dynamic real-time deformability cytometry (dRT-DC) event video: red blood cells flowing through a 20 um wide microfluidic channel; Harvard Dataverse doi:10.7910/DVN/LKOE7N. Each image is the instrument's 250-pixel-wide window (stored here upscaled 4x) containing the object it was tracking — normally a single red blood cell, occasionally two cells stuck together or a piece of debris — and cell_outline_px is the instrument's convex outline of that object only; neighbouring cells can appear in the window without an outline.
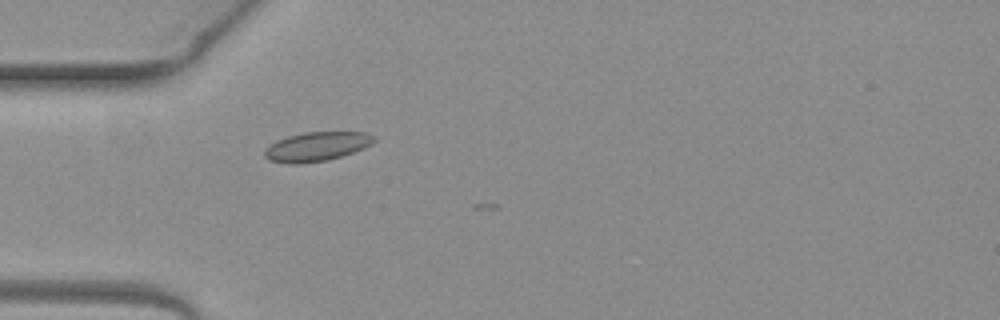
{"species": "common noctule bat (a hibernating species)", "species_latin": "Nyctalus noctula", "temperature_condition": "warm", "stored_images_in_passage": 1, "camera_frame_rate_fps": 3000, "um_per_image_px": 0.085, "animal": {"sex": "female", "body_mass_g": 19.3, "forearm_length_mm": 54.1}, "frame": {"image": 1, "passage_image": 1, "time_ms": 0.0, "image_size_px": [1000, 320], "cell_outline_px": [[376, 140], [372, 144], [364, 148], [328, 160], [296, 164], [292, 164], [268, 160], [264, 156], [264, 148], [268, 144], [276, 140], [288, 136], [304, 132], [368, 132], [376, 136]], "centroid_in_image_um": [26.9, 12.45], "position_along_channel_um": 58.1, "area_um2": 18.79}}